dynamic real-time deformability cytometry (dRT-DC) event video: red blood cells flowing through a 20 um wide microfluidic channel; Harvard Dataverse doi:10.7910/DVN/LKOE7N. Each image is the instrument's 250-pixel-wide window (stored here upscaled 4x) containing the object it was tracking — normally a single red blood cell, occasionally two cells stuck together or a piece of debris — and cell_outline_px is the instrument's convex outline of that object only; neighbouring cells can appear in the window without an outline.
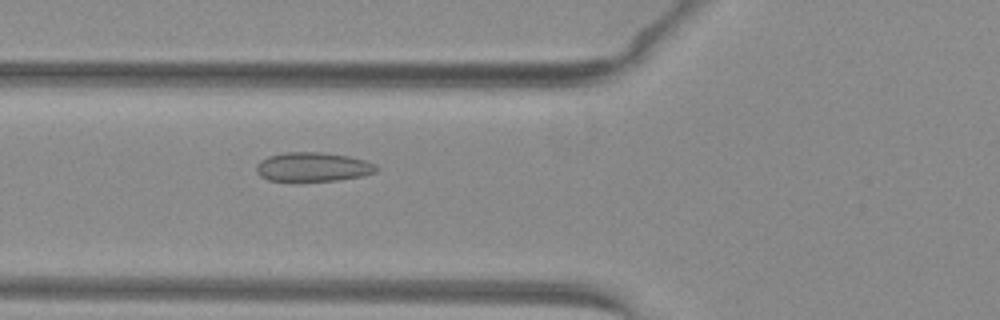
{"species": "common noctule bat (a hibernating species)", "species_latin": "Nyctalus noctula", "temperature_condition": "warm", "stored_images_in_passage": 30, "camera_frame_rate_fps": 3000, "um_per_image_px": 0.085, "animal": {"sex": "female", "body_mass_g": 29.2, "forearm_length_mm": 56.3}, "frame": {"image": 1, "passage_image": 5, "time_ms": 1.333, "image_size_px": [1000, 320], "cell_outline_px": [[380, 168], [376, 172], [364, 176], [340, 180], [300, 184], [268, 180], [260, 176], [256, 172], [256, 164], [260, 160], [268, 156], [288, 152], [320, 152], [348, 156], [364, 160], [376, 164]], "centroid_in_image_um": [26.58, 14.24], "position_along_channel_um": 99.2, "area_um2": 21.39}}
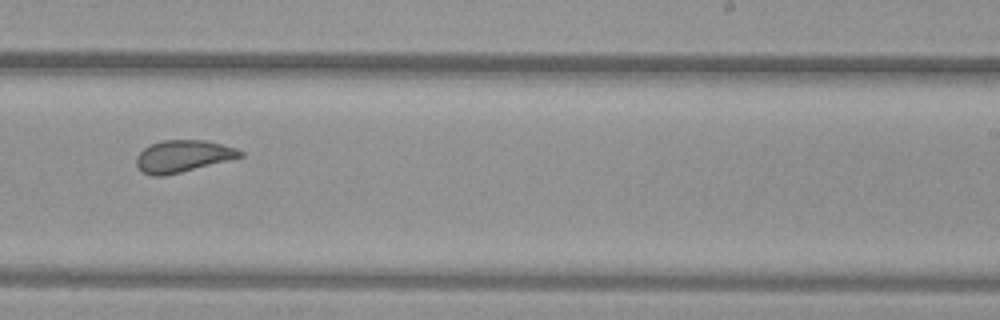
{"frame": {"image": 2, "passage_image": 18, "time_ms": 5.667, "image_size_px": [1000, 320], "cell_outline_px": [[244, 156], [164, 176], [152, 176], [140, 172], [136, 164], [136, 156], [148, 144], [164, 140], [208, 140], [236, 148], [244, 152]], "centroid_in_image_um": [15.51, 13.27], "position_along_channel_um": 273.5, "area_um2": 19.42}}
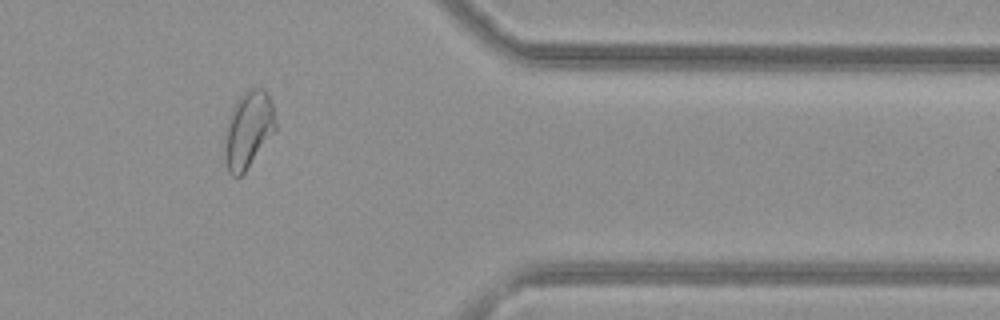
{"frame": {"image": 3, "passage_image": 28, "time_ms": 9.0, "image_size_px": [1000, 320], "cell_outline_px": [[276, 128], [244, 172], [240, 176], [232, 176], [228, 172], [224, 148], [224, 136], [232, 108], [236, 100], [248, 88], [264, 88], [268, 92], [272, 100], [276, 120]], "centroid_in_image_um": [21.11, 10.96], "position_along_channel_um": 390.3, "area_um2": 22.6}, "authors_computed_cell_mechanics": {"area_um2": 19.8254, "velocity_mm_per_s": 4.0225, "shape_relaxation_time_tau1_ms": null, "shape_relaxation_time_tau2_ms": 1.065, "deformation_change_tau1": null, "deformation_change_tau2": 0.0639}}